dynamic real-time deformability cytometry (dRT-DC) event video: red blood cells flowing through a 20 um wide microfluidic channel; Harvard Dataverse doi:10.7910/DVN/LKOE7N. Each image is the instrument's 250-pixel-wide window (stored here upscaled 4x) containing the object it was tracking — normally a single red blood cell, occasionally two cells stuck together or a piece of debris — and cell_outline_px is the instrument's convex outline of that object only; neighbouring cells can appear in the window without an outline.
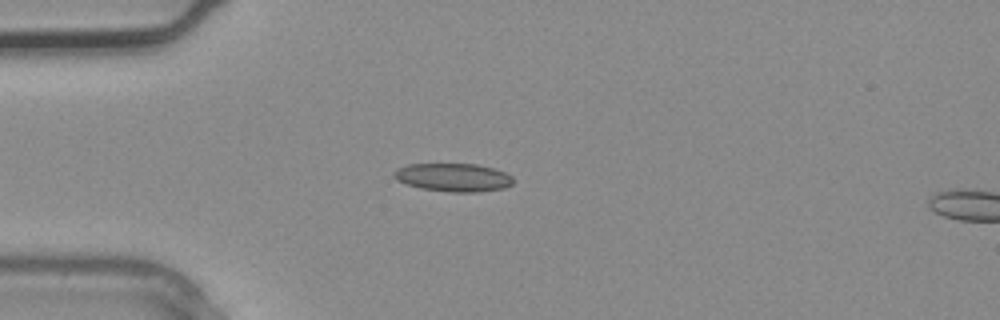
{"species": "common noctule bat (a hibernating species)", "species_latin": "Nyctalus noctula", "temperature_condition": "warm", "stored_images_in_passage": 3, "camera_frame_rate_fps": 3000, "um_per_image_px": 0.085, "animal": {"sex": "male", "body_mass_g": 20.4}, "frame": {"image": 1, "passage_image": 2, "time_ms": 0.333, "image_size_px": [1000, 320], "cell_outline_px": [[512, 184], [504, 188], [476, 192], [452, 192], [420, 188], [396, 180], [392, 176], [392, 172], [396, 168], [408, 164], [476, 164], [492, 168], [504, 172], [512, 176]], "centroid_in_image_um": [38.48, 15.07], "position_along_channel_um": 46.5, "area_um2": 19.59}}